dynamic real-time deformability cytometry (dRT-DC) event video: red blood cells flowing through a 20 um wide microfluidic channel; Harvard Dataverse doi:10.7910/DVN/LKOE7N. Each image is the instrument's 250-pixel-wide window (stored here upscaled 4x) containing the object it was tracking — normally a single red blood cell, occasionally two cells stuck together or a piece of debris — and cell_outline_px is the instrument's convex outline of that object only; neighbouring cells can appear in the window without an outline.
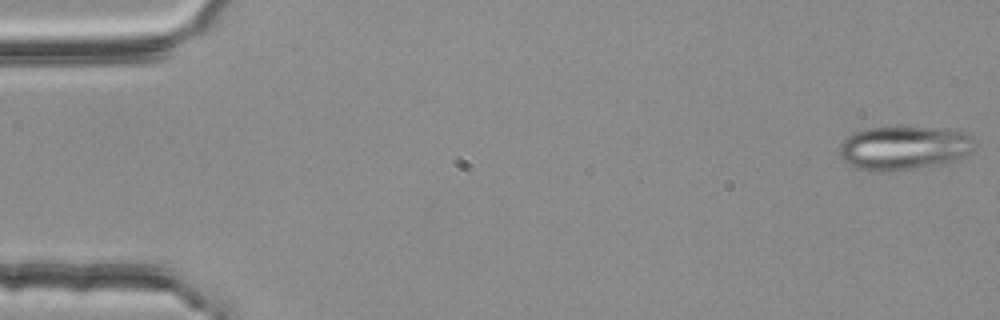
{"species": "common noctule bat (a hibernating species)", "species_latin": "Nyctalus noctula", "temperature_condition": "room temperature", "stored_images_in_passage": 2, "camera_frame_rate_fps": 3000, "um_per_image_px": 0.085, "animal": {"sex": "female", "body_mass_g": 25.1}, "frame": {"image": 1, "passage_image": 2, "time_ms": 0.333, "image_size_px": [1000, 320], "cell_outline_px": [[976, 148], [964, 156], [952, 160], [892, 172], [884, 172], [856, 168], [848, 164], [840, 156], [840, 144], [852, 132], [864, 128], [944, 128], [964, 132], [972, 136], [976, 140]], "centroid_in_image_um": [76.83, 12.56], "position_along_channel_um": 8.2, "area_um2": 34.28}}